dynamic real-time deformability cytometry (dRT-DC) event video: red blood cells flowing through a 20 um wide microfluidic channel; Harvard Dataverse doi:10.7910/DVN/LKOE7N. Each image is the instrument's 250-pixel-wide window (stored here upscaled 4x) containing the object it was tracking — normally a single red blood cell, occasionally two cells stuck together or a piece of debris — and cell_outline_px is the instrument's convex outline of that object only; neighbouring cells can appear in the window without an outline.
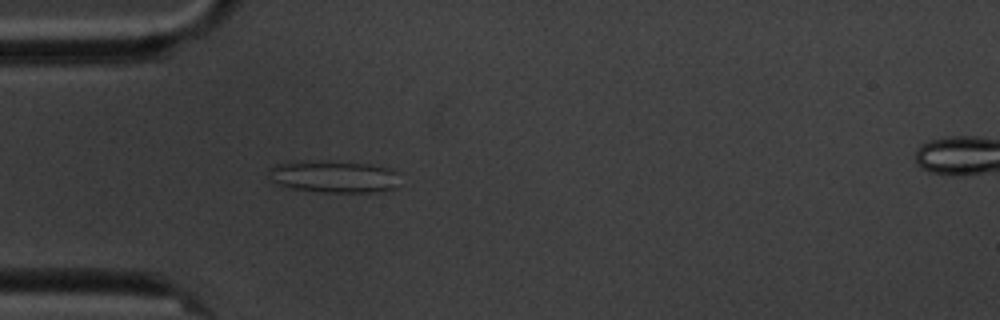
{"species": "common noctule bat (a hibernating species)", "species_latin": "Nyctalus noctula", "temperature_condition": "cold", "stored_images_in_passage": 6, "camera_frame_rate_fps": 3000, "um_per_image_px": 0.085, "animal": {"sex": "male", "body_mass_g": 20.1, "forearm_length_mm": 53.5}, "frame": {"image": 1, "passage_image": 5, "time_ms": 4.667, "image_size_px": [1000, 320], "cell_outline_px": [[396, 188], [372, 192], [324, 192], [292, 188], [280, 184], [272, 180], [268, 168], [276, 164], [304, 160], [368, 164], [388, 168], [396, 172]], "centroid_in_image_um": [28.34, 15.01], "position_along_channel_um": 56.7, "area_um2": 24.04}}